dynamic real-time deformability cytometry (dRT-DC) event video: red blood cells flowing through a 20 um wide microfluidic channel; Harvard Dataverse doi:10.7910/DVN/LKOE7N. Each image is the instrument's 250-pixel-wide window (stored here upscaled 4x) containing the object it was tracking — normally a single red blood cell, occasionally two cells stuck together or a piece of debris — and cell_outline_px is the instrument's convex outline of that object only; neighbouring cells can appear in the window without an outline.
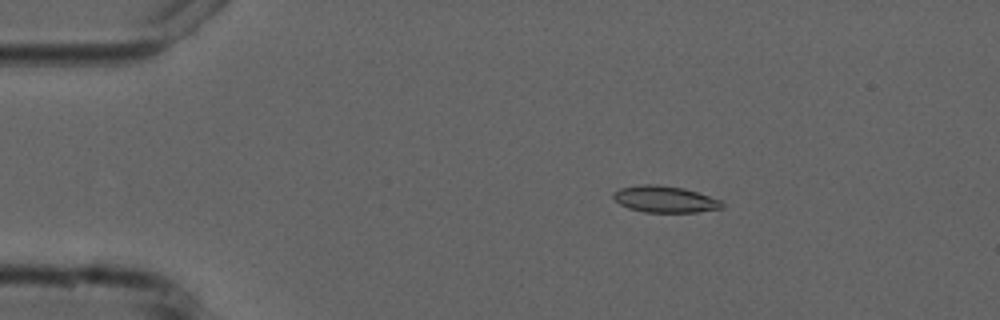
{"species": "common noctule bat (a hibernating species)", "species_latin": "Nyctalus noctula", "temperature_condition": "cold", "stored_images_in_passage": 10, "camera_frame_rate_fps": 3000, "um_per_image_px": 0.085, "animal": {"sex": "male", "forearm_length_mm": 52.5}, "frame": {"image": 1, "passage_image": 3, "time_ms": 2.333, "image_size_px": [1000, 320], "cell_outline_px": [[724, 208], [696, 212], [644, 212], [628, 208], [620, 204], [612, 196], [612, 192], [620, 188], [640, 184], [660, 184], [684, 188], [724, 200]], "centroid_in_image_um": [56.54, 16.92], "position_along_channel_um": 28.5, "area_um2": 17.11}}
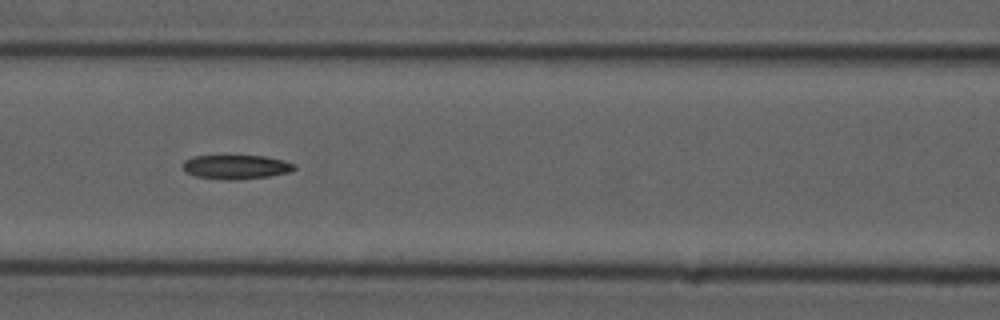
{"frame": {"image": 2, "passage_image": 7, "time_ms": 7.0, "image_size_px": [1000, 320], "cell_outline_px": [[296, 168], [288, 172], [268, 176], [236, 180], [224, 180], [196, 176], [188, 172], [184, 168], [184, 160], [192, 156], [264, 156], [284, 160], [296, 164]], "centroid_in_image_um": [20.09, 14.19], "position_along_channel_um": 146.5, "area_um2": 15.55}}
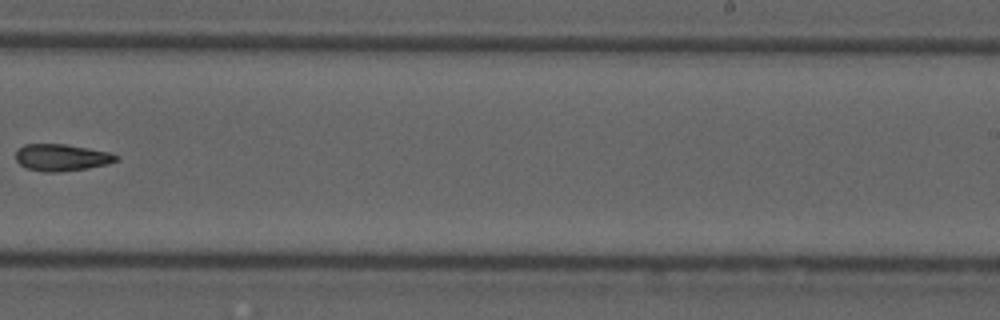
{"frame": {"image": 3, "passage_image": 10, "time_ms": 10.667, "image_size_px": [1000, 320], "cell_outline_px": [[120, 160], [108, 164], [88, 168], [60, 172], [44, 172], [28, 168], [20, 164], [16, 160], [16, 152], [24, 144], [64, 144], [112, 152], [120, 156]], "centroid_in_image_um": [5.3, 13.39], "position_along_channel_um": 283.7, "area_um2": 15.84}}